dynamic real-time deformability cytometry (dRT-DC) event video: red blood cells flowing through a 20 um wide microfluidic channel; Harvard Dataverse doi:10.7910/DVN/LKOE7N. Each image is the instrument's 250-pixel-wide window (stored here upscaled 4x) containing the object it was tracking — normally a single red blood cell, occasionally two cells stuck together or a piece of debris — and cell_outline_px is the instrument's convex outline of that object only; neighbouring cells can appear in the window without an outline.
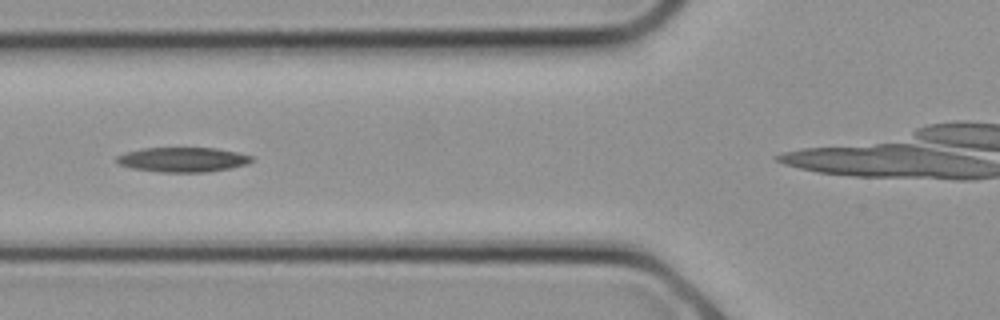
{"species": "common noctule bat (a hibernating species)", "species_latin": "Nyctalus noctula", "temperature_condition": "cold", "stored_images_in_passage": 8, "camera_frame_rate_fps": 3000, "um_per_image_px": 0.085, "animal": {"sex": "female", "body_mass_g": 21.9}, "frame": {"image": 1, "passage_image": 7, "time_ms": 2.0, "image_size_px": [1000, 320], "cell_outline_px": [[252, 160], [248, 164], [208, 172], [160, 172], [132, 168], [116, 164], [116, 156], [128, 152], [144, 148], [216, 148], [236, 152], [252, 156]], "centroid_in_image_um": [15.51, 13.57], "position_along_channel_um": 110.3, "area_um2": 19.31}}